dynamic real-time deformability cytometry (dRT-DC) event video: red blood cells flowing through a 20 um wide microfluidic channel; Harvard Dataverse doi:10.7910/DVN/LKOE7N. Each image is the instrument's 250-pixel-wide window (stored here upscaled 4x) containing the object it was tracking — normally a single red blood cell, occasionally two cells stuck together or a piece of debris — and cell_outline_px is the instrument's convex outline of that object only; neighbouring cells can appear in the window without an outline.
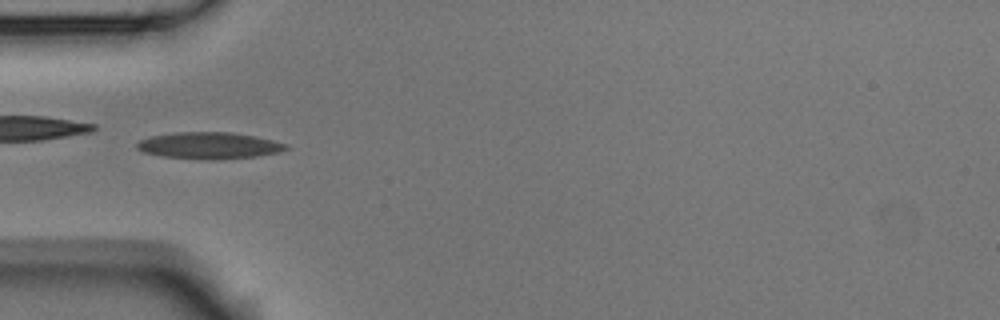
{"species": "Egyptian fruit bat (a non-hibernating species)", "species_latin": "Rousettus aegyptiacus", "temperature_condition": "room temperature", "stored_images_in_passage": 6, "camera_frame_rate_fps": 3000, "um_per_image_px": 0.085, "animal": {"sex": "male"}, "frame": {"image": 1, "passage_image": 3, "time_ms": 0.667, "image_size_px": [1000, 320], "cell_outline_px": [[288, 148], [280, 152], [256, 156], [220, 160], [204, 160], [160, 156], [144, 152], [136, 148], [136, 144], [140, 140], [152, 136], [176, 132], [232, 132], [256, 136], [288, 144]], "centroid_in_image_um": [17.78, 12.38], "position_along_channel_um": 67.2, "area_um2": 23.35}}
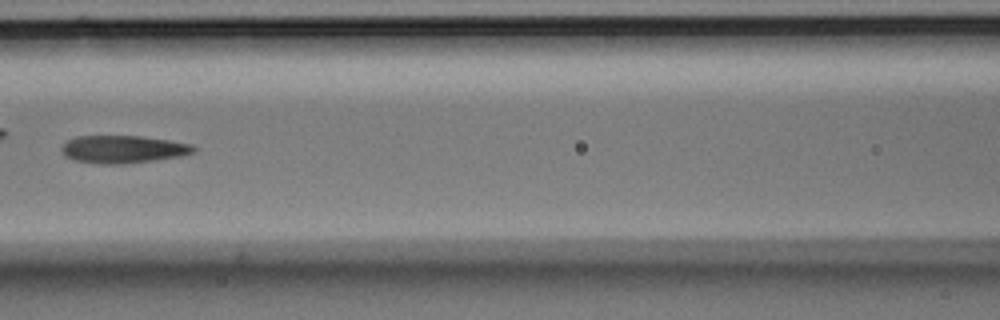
{"frame": {"image": 2, "passage_image": 5, "time_ms": 1.333, "image_size_px": [1000, 320], "cell_outline_px": [[196, 152], [180, 156], [156, 160], [124, 164], [96, 164], [72, 160], [64, 156], [60, 148], [68, 140], [76, 136], [140, 136], [168, 140], [192, 144], [196, 148]], "centroid_in_image_um": [10.44, 12.7], "position_along_channel_um": 156.2, "area_um2": 21.5}}
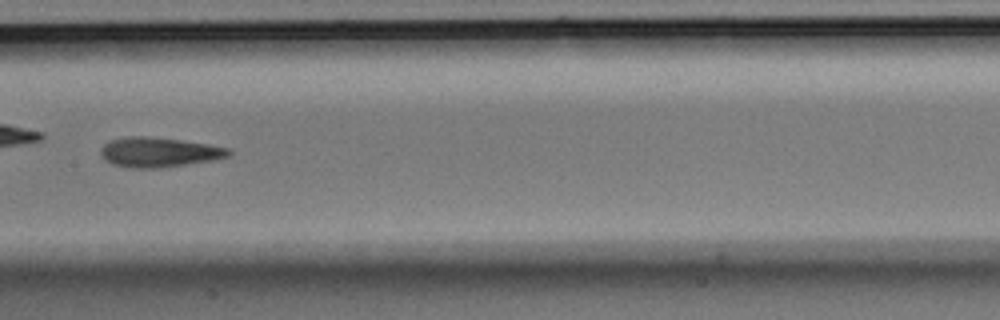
{"frame": {"image": 3, "passage_image": 6, "time_ms": 1.667, "image_size_px": [1000, 320], "cell_outline_px": [[232, 152], [228, 156], [212, 160], [160, 168], [128, 168], [112, 164], [104, 160], [100, 156], [100, 152], [104, 144], [108, 140], [128, 136], [148, 136], [180, 140], [208, 144], [232, 148]], "centroid_in_image_um": [13.48, 12.93], "position_along_channel_um": 193.9, "area_um2": 22.37}}